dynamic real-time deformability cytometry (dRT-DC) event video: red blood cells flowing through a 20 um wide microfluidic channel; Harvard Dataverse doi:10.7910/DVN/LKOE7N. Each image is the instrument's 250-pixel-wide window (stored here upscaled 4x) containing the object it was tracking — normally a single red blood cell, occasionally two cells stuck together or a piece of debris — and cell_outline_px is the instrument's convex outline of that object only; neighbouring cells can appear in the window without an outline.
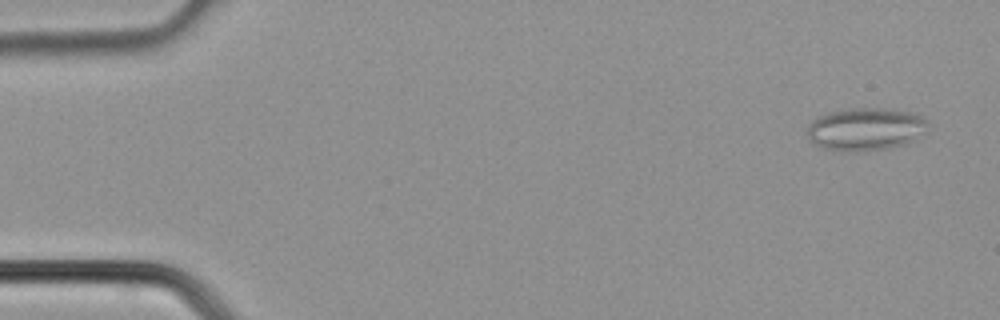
{"species": "common noctule bat (a hibernating species)", "species_latin": "Nyctalus noctula", "temperature_condition": "cold", "stored_images_in_passage": 38, "camera_frame_rate_fps": 3000, "um_per_image_px": 0.085, "animal": {"sex": "male", "body_mass_g": 21.5, "forearm_length_mm": 52.0}, "frame": {"image": 1, "passage_image": 2, "time_ms": 0.333, "image_size_px": [1000, 320], "cell_outline_px": [[928, 132], [916, 140], [904, 144], [888, 148], [864, 152], [840, 152], [824, 148], [808, 140], [808, 124], [816, 116], [828, 112], [852, 108], [884, 108], [912, 112], [924, 116], [928, 120]], "centroid_in_image_um": [73.61, 10.98], "position_along_channel_um": 11.4, "area_um2": 30.92}}
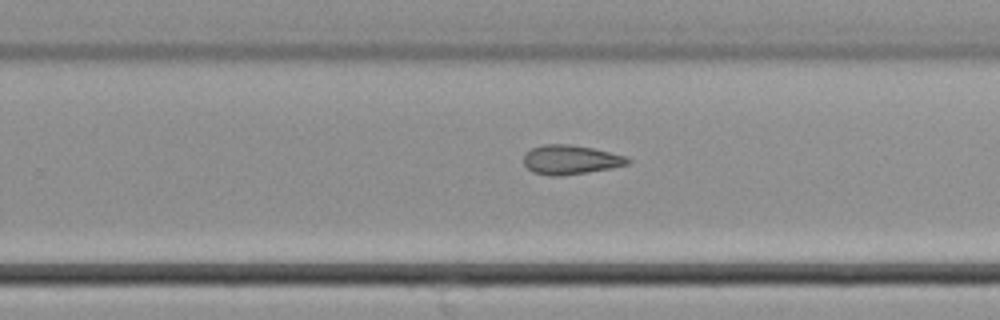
{"frame": {"image": 2, "passage_image": 24, "time_ms": 7.667, "image_size_px": [1000, 320], "cell_outline_px": [[632, 160], [628, 164], [612, 168], [588, 172], [560, 176], [548, 176], [532, 172], [524, 164], [524, 156], [532, 148], [544, 144], [568, 144], [592, 148], [624, 156]], "centroid_in_image_um": [48.48, 13.59], "position_along_channel_um": 281.3, "area_um2": 17.63}}
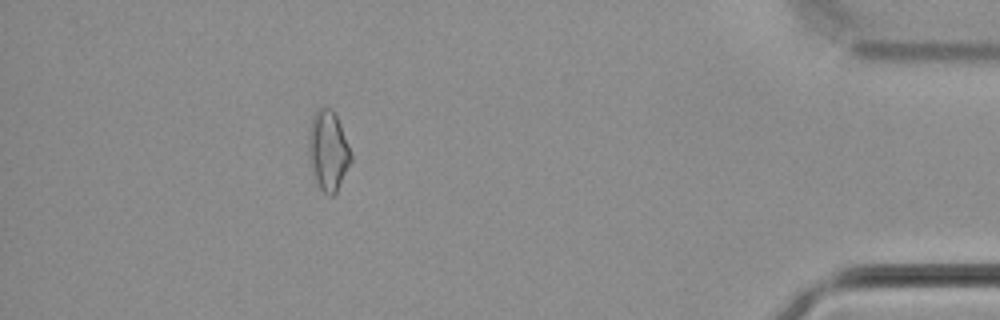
{"frame": {"image": 3, "passage_image": 34, "time_ms": 11.0, "image_size_px": [1000, 320], "cell_outline_px": [[352, 160], [336, 192], [332, 196], [328, 196], [320, 188], [316, 180], [308, 160], [308, 140], [312, 116], [316, 108], [324, 104], [332, 108], [340, 124], [348, 144], [352, 156]], "centroid_in_image_um": [27.87, 12.75], "position_along_channel_um": 407.3, "area_um2": 19.88}}